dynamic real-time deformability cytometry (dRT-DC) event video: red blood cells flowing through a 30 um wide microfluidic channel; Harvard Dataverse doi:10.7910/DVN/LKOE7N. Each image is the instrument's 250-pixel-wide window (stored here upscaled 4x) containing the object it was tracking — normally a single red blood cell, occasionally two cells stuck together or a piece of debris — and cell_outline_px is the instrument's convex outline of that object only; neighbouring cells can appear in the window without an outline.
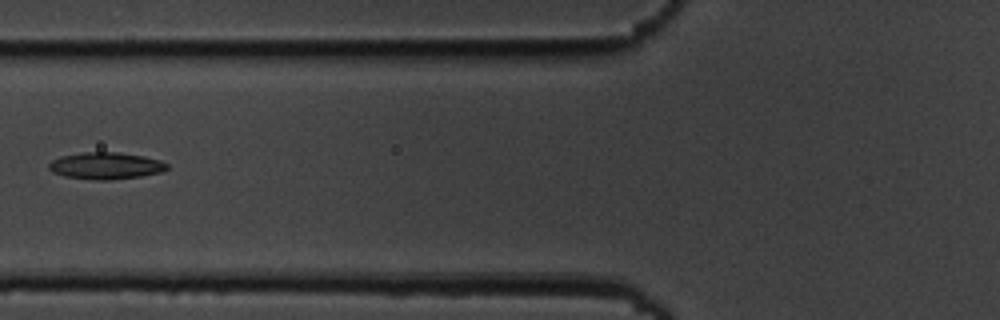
{"species": "common noctule bat (a hibernating species)", "species_latin": "Nyctalus noctula", "temperature_condition": "cold", "stored_images_in_passage": 5, "camera_frame_rate_fps": 3000, "um_per_image_px": 0.085, "animal": {"sex": "male", "body_mass_g": 19.5, "forearm_length_mm": 54.6}, "frame": {"image": 1, "passage_image": 5, "time_ms": 5.333, "image_size_px": [1000, 320], "cell_outline_px": [[168, 168], [160, 172], [140, 176], [112, 180], [96, 180], [64, 176], [52, 172], [48, 168], [48, 164], [52, 160], [60, 156], [84, 152], [116, 152], [144, 156], [160, 160], [168, 164]], "centroid_in_image_um": [8.97, 14.09], "position_along_channel_um": 116.8, "area_um2": 18.5}}